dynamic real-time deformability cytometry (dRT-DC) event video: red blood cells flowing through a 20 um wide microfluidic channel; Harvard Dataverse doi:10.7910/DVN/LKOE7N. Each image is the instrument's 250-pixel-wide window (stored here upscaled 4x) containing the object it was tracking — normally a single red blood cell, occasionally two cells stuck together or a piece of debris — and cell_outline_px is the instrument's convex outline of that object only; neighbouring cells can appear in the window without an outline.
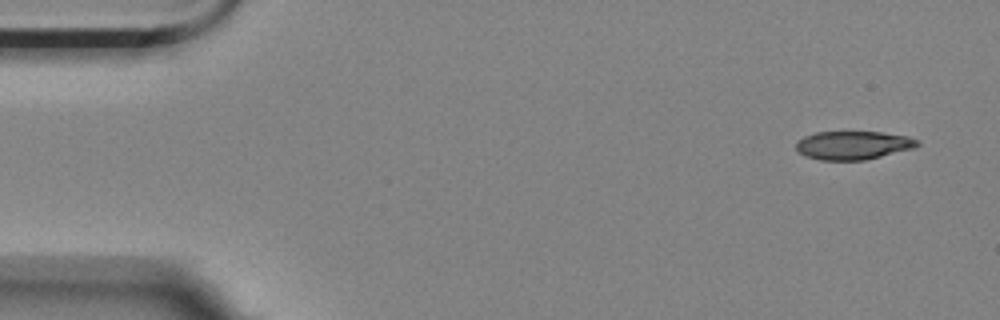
{"species": "Egyptian fruit bat (a non-hibernating species)", "species_latin": "Rousettus aegyptiacus", "temperature_condition": "room temperature", "stored_images_in_passage": 4, "camera_frame_rate_fps": 3000, "um_per_image_px": 0.085, "animal": {"sex": "female"}, "frame": {"image": 1, "passage_image": 1, "time_ms": 0.0, "image_size_px": [1000, 320], "cell_outline_px": [[920, 144], [912, 148], [864, 160], [820, 160], [804, 156], [796, 148], [796, 140], [804, 136], [816, 132], [880, 132], [908, 136], [920, 140]], "centroid_in_image_um": [72.49, 12.34], "position_along_channel_um": 12.5, "area_um2": 20.06}}